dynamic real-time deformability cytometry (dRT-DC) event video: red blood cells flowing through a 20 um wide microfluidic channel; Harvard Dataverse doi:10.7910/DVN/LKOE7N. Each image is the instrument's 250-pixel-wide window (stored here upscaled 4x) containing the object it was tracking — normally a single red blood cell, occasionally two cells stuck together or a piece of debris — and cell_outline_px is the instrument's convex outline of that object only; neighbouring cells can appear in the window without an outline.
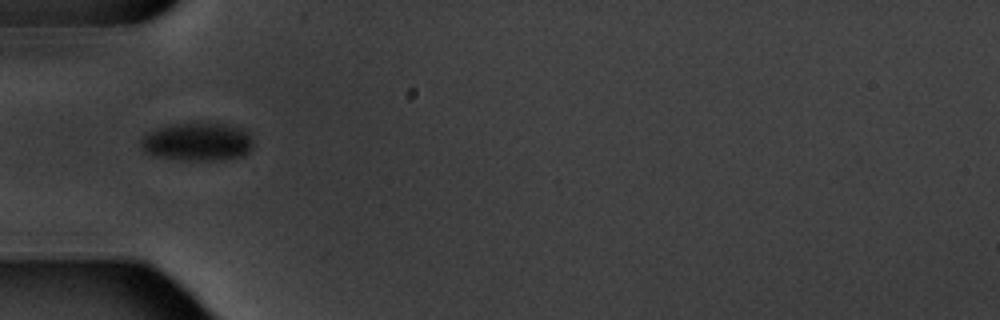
{"species": "common noctule bat (a hibernating species)", "species_latin": "Nyctalus noctula", "temperature_condition": "warm", "stored_images_in_passage": 6, "camera_frame_rate_fps": 3000, "um_per_image_px": 0.085, "animal": {"sex": "male", "body_mass_g": 20.1, "forearm_length_mm": 53.5}, "frame": {"image": 1, "passage_image": 5, "time_ms": 4.667, "image_size_px": [1000, 320], "cell_outline_px": [[252, 148], [244, 156], [224, 160], [180, 160], [156, 156], [144, 152], [140, 140], [148, 132], [172, 124], [208, 120], [240, 128], [252, 140]], "centroid_in_image_um": [16.78, 12.04], "position_along_channel_um": 68.2, "area_um2": 25.37}}